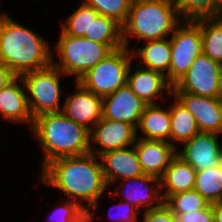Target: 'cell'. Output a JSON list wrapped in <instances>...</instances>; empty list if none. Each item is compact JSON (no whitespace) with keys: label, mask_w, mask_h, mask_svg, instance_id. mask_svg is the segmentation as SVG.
<instances>
[{"label":"cell","mask_w":222,"mask_h":222,"mask_svg":"<svg viewBox=\"0 0 222 222\" xmlns=\"http://www.w3.org/2000/svg\"><path fill=\"white\" fill-rule=\"evenodd\" d=\"M98 160L91 152L54 159L42 168L40 182L64 192L86 211L95 210L108 186Z\"/></svg>","instance_id":"6da1fadb"},{"label":"cell","mask_w":222,"mask_h":222,"mask_svg":"<svg viewBox=\"0 0 222 222\" xmlns=\"http://www.w3.org/2000/svg\"><path fill=\"white\" fill-rule=\"evenodd\" d=\"M0 60L15 76L47 68L52 64L48 42L32 29L0 13Z\"/></svg>","instance_id":"7a4b0ae2"},{"label":"cell","mask_w":222,"mask_h":222,"mask_svg":"<svg viewBox=\"0 0 222 222\" xmlns=\"http://www.w3.org/2000/svg\"><path fill=\"white\" fill-rule=\"evenodd\" d=\"M30 129L43 151L42 168L54 159L90 152V131L62 112L35 117Z\"/></svg>","instance_id":"3957f363"},{"label":"cell","mask_w":222,"mask_h":222,"mask_svg":"<svg viewBox=\"0 0 222 222\" xmlns=\"http://www.w3.org/2000/svg\"><path fill=\"white\" fill-rule=\"evenodd\" d=\"M181 21L174 0H132L122 25V44L128 48L130 37L145 41L168 38Z\"/></svg>","instance_id":"277c9868"},{"label":"cell","mask_w":222,"mask_h":222,"mask_svg":"<svg viewBox=\"0 0 222 222\" xmlns=\"http://www.w3.org/2000/svg\"><path fill=\"white\" fill-rule=\"evenodd\" d=\"M54 49L60 61L54 62L52 55V65L66 76H74L76 81L113 51L108 45L85 37L66 35L62 30Z\"/></svg>","instance_id":"5b68a950"},{"label":"cell","mask_w":222,"mask_h":222,"mask_svg":"<svg viewBox=\"0 0 222 222\" xmlns=\"http://www.w3.org/2000/svg\"><path fill=\"white\" fill-rule=\"evenodd\" d=\"M133 54L122 46L113 50L96 66L87 70L76 82L94 94L105 97L126 85Z\"/></svg>","instance_id":"8992f818"},{"label":"cell","mask_w":222,"mask_h":222,"mask_svg":"<svg viewBox=\"0 0 222 222\" xmlns=\"http://www.w3.org/2000/svg\"><path fill=\"white\" fill-rule=\"evenodd\" d=\"M60 75L65 76L59 68L51 64L47 68L20 76L25 86L27 102L33 119L44 113L62 111Z\"/></svg>","instance_id":"52a82bcc"},{"label":"cell","mask_w":222,"mask_h":222,"mask_svg":"<svg viewBox=\"0 0 222 222\" xmlns=\"http://www.w3.org/2000/svg\"><path fill=\"white\" fill-rule=\"evenodd\" d=\"M171 35V61L165 77L173 86L203 53V45L200 26L194 20H183Z\"/></svg>","instance_id":"ba28073f"},{"label":"cell","mask_w":222,"mask_h":222,"mask_svg":"<svg viewBox=\"0 0 222 222\" xmlns=\"http://www.w3.org/2000/svg\"><path fill=\"white\" fill-rule=\"evenodd\" d=\"M172 92H187L212 98L222 97L220 64L202 53L186 74L172 86Z\"/></svg>","instance_id":"9c48e42d"},{"label":"cell","mask_w":222,"mask_h":222,"mask_svg":"<svg viewBox=\"0 0 222 222\" xmlns=\"http://www.w3.org/2000/svg\"><path fill=\"white\" fill-rule=\"evenodd\" d=\"M137 131L128 123L102 118L90 131V144L99 148L90 145V152L99 157L110 150L130 148L135 144Z\"/></svg>","instance_id":"30bf717a"},{"label":"cell","mask_w":222,"mask_h":222,"mask_svg":"<svg viewBox=\"0 0 222 222\" xmlns=\"http://www.w3.org/2000/svg\"><path fill=\"white\" fill-rule=\"evenodd\" d=\"M196 119L200 132L222 133V97L198 96L187 92H171Z\"/></svg>","instance_id":"8fae6325"},{"label":"cell","mask_w":222,"mask_h":222,"mask_svg":"<svg viewBox=\"0 0 222 222\" xmlns=\"http://www.w3.org/2000/svg\"><path fill=\"white\" fill-rule=\"evenodd\" d=\"M75 83L77 91L67 96L61 112L91 131L102 119L103 98Z\"/></svg>","instance_id":"7c38bea8"},{"label":"cell","mask_w":222,"mask_h":222,"mask_svg":"<svg viewBox=\"0 0 222 222\" xmlns=\"http://www.w3.org/2000/svg\"><path fill=\"white\" fill-rule=\"evenodd\" d=\"M216 133L199 132L183 143L182 151L177 150V155L190 164L196 172L220 164L222 145L218 142Z\"/></svg>","instance_id":"4fadbf2b"},{"label":"cell","mask_w":222,"mask_h":222,"mask_svg":"<svg viewBox=\"0 0 222 222\" xmlns=\"http://www.w3.org/2000/svg\"><path fill=\"white\" fill-rule=\"evenodd\" d=\"M146 105L124 85L103 97L102 118L125 122L136 129Z\"/></svg>","instance_id":"5bb4252c"},{"label":"cell","mask_w":222,"mask_h":222,"mask_svg":"<svg viewBox=\"0 0 222 222\" xmlns=\"http://www.w3.org/2000/svg\"><path fill=\"white\" fill-rule=\"evenodd\" d=\"M134 146L143 173L159 179L168 168L171 159L177 154V149L164 140L136 138Z\"/></svg>","instance_id":"9a60e30c"},{"label":"cell","mask_w":222,"mask_h":222,"mask_svg":"<svg viewBox=\"0 0 222 222\" xmlns=\"http://www.w3.org/2000/svg\"><path fill=\"white\" fill-rule=\"evenodd\" d=\"M102 170L107 185L117 180L135 178L144 175L135 146L107 151L100 156Z\"/></svg>","instance_id":"2e32d148"},{"label":"cell","mask_w":222,"mask_h":222,"mask_svg":"<svg viewBox=\"0 0 222 222\" xmlns=\"http://www.w3.org/2000/svg\"><path fill=\"white\" fill-rule=\"evenodd\" d=\"M136 71L132 74L130 65L127 73L126 85L133 93L140 98L145 104H157L156 98L162 97L164 91L171 96L172 85L166 80V77L160 72L152 69L140 67L137 64ZM163 92V93H162Z\"/></svg>","instance_id":"e0dca14e"},{"label":"cell","mask_w":222,"mask_h":222,"mask_svg":"<svg viewBox=\"0 0 222 222\" xmlns=\"http://www.w3.org/2000/svg\"><path fill=\"white\" fill-rule=\"evenodd\" d=\"M136 182L135 184H127L129 186V190L126 188L122 192L120 191H111L109 193L110 197L112 194H123L125 202L128 204L133 205L136 209L140 211L141 206L144 207V210H150L160 206L164 201L161 195V186H160V179L151 175H141L135 178H128L119 180L122 184L128 182ZM131 185V186H130ZM155 201L156 205L152 204ZM151 204V205H150Z\"/></svg>","instance_id":"ac0fdd59"},{"label":"cell","mask_w":222,"mask_h":222,"mask_svg":"<svg viewBox=\"0 0 222 222\" xmlns=\"http://www.w3.org/2000/svg\"><path fill=\"white\" fill-rule=\"evenodd\" d=\"M0 115L6 121L28 123L32 126L33 117L29 110L25 86L20 76H15L0 90Z\"/></svg>","instance_id":"d6986e66"},{"label":"cell","mask_w":222,"mask_h":222,"mask_svg":"<svg viewBox=\"0 0 222 222\" xmlns=\"http://www.w3.org/2000/svg\"><path fill=\"white\" fill-rule=\"evenodd\" d=\"M195 179L196 170L176 154L160 178L161 191L164 188L163 201L170 195L194 189Z\"/></svg>","instance_id":"ffe728a7"},{"label":"cell","mask_w":222,"mask_h":222,"mask_svg":"<svg viewBox=\"0 0 222 222\" xmlns=\"http://www.w3.org/2000/svg\"><path fill=\"white\" fill-rule=\"evenodd\" d=\"M137 129H140L144 136L139 137L136 135V138L164 140L171 144L169 107L168 109L161 108L158 103L146 105L136 130Z\"/></svg>","instance_id":"44dd1931"},{"label":"cell","mask_w":222,"mask_h":222,"mask_svg":"<svg viewBox=\"0 0 222 222\" xmlns=\"http://www.w3.org/2000/svg\"><path fill=\"white\" fill-rule=\"evenodd\" d=\"M133 58L141 59L142 67L166 76L171 61V46L168 38L146 41L145 46L132 50Z\"/></svg>","instance_id":"7402d4cb"},{"label":"cell","mask_w":222,"mask_h":222,"mask_svg":"<svg viewBox=\"0 0 222 222\" xmlns=\"http://www.w3.org/2000/svg\"><path fill=\"white\" fill-rule=\"evenodd\" d=\"M174 103L169 105L171 123V144L177 149V142L181 145L198 134L199 128L194 116L184 105L174 97Z\"/></svg>","instance_id":"603a6c76"},{"label":"cell","mask_w":222,"mask_h":222,"mask_svg":"<svg viewBox=\"0 0 222 222\" xmlns=\"http://www.w3.org/2000/svg\"><path fill=\"white\" fill-rule=\"evenodd\" d=\"M201 29L203 54L222 63V19L202 17L194 20Z\"/></svg>","instance_id":"cb8c5ba5"},{"label":"cell","mask_w":222,"mask_h":222,"mask_svg":"<svg viewBox=\"0 0 222 222\" xmlns=\"http://www.w3.org/2000/svg\"><path fill=\"white\" fill-rule=\"evenodd\" d=\"M90 40L108 45L112 50L121 48L122 26L113 18L99 14L95 20H92Z\"/></svg>","instance_id":"d4e9b609"},{"label":"cell","mask_w":222,"mask_h":222,"mask_svg":"<svg viewBox=\"0 0 222 222\" xmlns=\"http://www.w3.org/2000/svg\"><path fill=\"white\" fill-rule=\"evenodd\" d=\"M194 190L209 204L222 201V172L219 165L196 172Z\"/></svg>","instance_id":"484cf974"},{"label":"cell","mask_w":222,"mask_h":222,"mask_svg":"<svg viewBox=\"0 0 222 222\" xmlns=\"http://www.w3.org/2000/svg\"><path fill=\"white\" fill-rule=\"evenodd\" d=\"M183 20L216 17L222 14V0H174Z\"/></svg>","instance_id":"4316f807"},{"label":"cell","mask_w":222,"mask_h":222,"mask_svg":"<svg viewBox=\"0 0 222 222\" xmlns=\"http://www.w3.org/2000/svg\"><path fill=\"white\" fill-rule=\"evenodd\" d=\"M99 13L83 1L75 11L69 15L65 23L62 24V31L66 35L75 37H85L90 39V26Z\"/></svg>","instance_id":"83f0119b"},{"label":"cell","mask_w":222,"mask_h":222,"mask_svg":"<svg viewBox=\"0 0 222 222\" xmlns=\"http://www.w3.org/2000/svg\"><path fill=\"white\" fill-rule=\"evenodd\" d=\"M164 203L174 215L186 214L206 208L209 203L194 189L170 195Z\"/></svg>","instance_id":"f1b7e54d"},{"label":"cell","mask_w":222,"mask_h":222,"mask_svg":"<svg viewBox=\"0 0 222 222\" xmlns=\"http://www.w3.org/2000/svg\"><path fill=\"white\" fill-rule=\"evenodd\" d=\"M100 15L113 18L121 26L127 21L132 0H83Z\"/></svg>","instance_id":"f546056e"},{"label":"cell","mask_w":222,"mask_h":222,"mask_svg":"<svg viewBox=\"0 0 222 222\" xmlns=\"http://www.w3.org/2000/svg\"><path fill=\"white\" fill-rule=\"evenodd\" d=\"M85 212L86 210L77 202L68 199L51 213L49 222H74Z\"/></svg>","instance_id":"4dcf8cb0"},{"label":"cell","mask_w":222,"mask_h":222,"mask_svg":"<svg viewBox=\"0 0 222 222\" xmlns=\"http://www.w3.org/2000/svg\"><path fill=\"white\" fill-rule=\"evenodd\" d=\"M143 212V220L139 222H176V216L164 202L156 208Z\"/></svg>","instance_id":"1f68e13d"},{"label":"cell","mask_w":222,"mask_h":222,"mask_svg":"<svg viewBox=\"0 0 222 222\" xmlns=\"http://www.w3.org/2000/svg\"><path fill=\"white\" fill-rule=\"evenodd\" d=\"M116 207L117 208L122 207L121 209L119 208V212H117L119 215L116 214L117 217L110 213L112 208L111 209L109 208L108 216L113 220V222L114 221L115 222H139L140 221L138 219L139 210L136 209L133 205L128 204L125 201L123 202V200H121V202L118 203L117 206L115 205V209H116ZM115 209H114V211H115Z\"/></svg>","instance_id":"d6a6232c"},{"label":"cell","mask_w":222,"mask_h":222,"mask_svg":"<svg viewBox=\"0 0 222 222\" xmlns=\"http://www.w3.org/2000/svg\"><path fill=\"white\" fill-rule=\"evenodd\" d=\"M175 216L176 222H214L212 204L204 209Z\"/></svg>","instance_id":"836d02e7"},{"label":"cell","mask_w":222,"mask_h":222,"mask_svg":"<svg viewBox=\"0 0 222 222\" xmlns=\"http://www.w3.org/2000/svg\"><path fill=\"white\" fill-rule=\"evenodd\" d=\"M15 75L10 68L0 60V90L8 84Z\"/></svg>","instance_id":"e575fe53"},{"label":"cell","mask_w":222,"mask_h":222,"mask_svg":"<svg viewBox=\"0 0 222 222\" xmlns=\"http://www.w3.org/2000/svg\"><path fill=\"white\" fill-rule=\"evenodd\" d=\"M214 222H222V201L212 204Z\"/></svg>","instance_id":"d590c367"},{"label":"cell","mask_w":222,"mask_h":222,"mask_svg":"<svg viewBox=\"0 0 222 222\" xmlns=\"http://www.w3.org/2000/svg\"><path fill=\"white\" fill-rule=\"evenodd\" d=\"M93 214L90 211H86L81 217H79L76 221L74 222H93Z\"/></svg>","instance_id":"8d00e7d4"},{"label":"cell","mask_w":222,"mask_h":222,"mask_svg":"<svg viewBox=\"0 0 222 222\" xmlns=\"http://www.w3.org/2000/svg\"><path fill=\"white\" fill-rule=\"evenodd\" d=\"M220 79H221V83H222V63H220Z\"/></svg>","instance_id":"74e56055"},{"label":"cell","mask_w":222,"mask_h":222,"mask_svg":"<svg viewBox=\"0 0 222 222\" xmlns=\"http://www.w3.org/2000/svg\"><path fill=\"white\" fill-rule=\"evenodd\" d=\"M219 167H220L221 172H222V156H221V159H220V164H219Z\"/></svg>","instance_id":"f35d334b"}]
</instances>
